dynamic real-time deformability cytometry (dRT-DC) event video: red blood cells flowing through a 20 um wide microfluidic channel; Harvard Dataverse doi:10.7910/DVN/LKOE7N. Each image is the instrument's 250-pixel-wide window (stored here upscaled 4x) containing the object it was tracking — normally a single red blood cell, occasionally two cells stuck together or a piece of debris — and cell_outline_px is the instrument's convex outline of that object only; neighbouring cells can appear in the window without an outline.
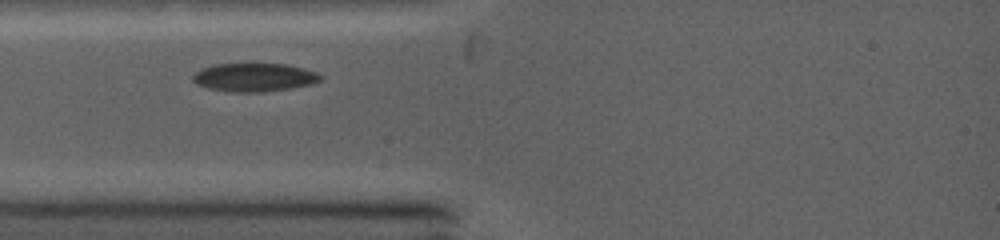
{"species": "common noctule bat (a hibernating species)", "species_latin": "Nyctalus noctula", "temperature_condition": "warm", "stored_images_in_passage": 38, "camera_frame_rate_fps": 5000, "um_per_image_px": 0.085, "animal": {"sex": "female", "body_mass_g": 19.0, "forearm_length_mm": 53.3}, "frame": {"image": 1, "passage_image": 1, "time_ms": 0.0, "image_size_px": [1000, 240], "cell_outline_px": [[320, 80], [312, 84], [292, 88], [260, 92], [232, 92], [208, 88], [196, 84], [192, 80], [192, 76], [200, 68], [216, 64], [252, 60], [288, 64], [304, 68], [316, 72], [320, 76]], "centroid_in_image_um": [21.58, 6.51], "position_along_channel_um": 63.4, "area_um2": 22.14}}
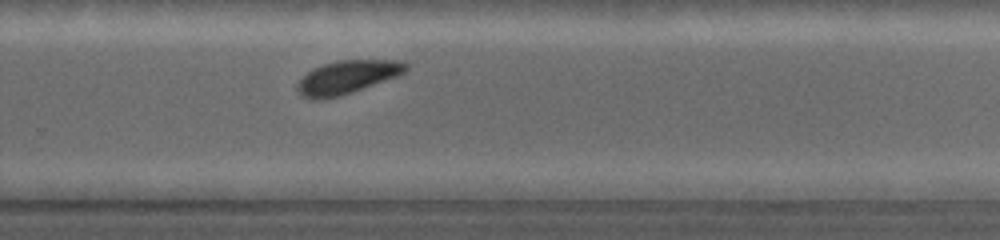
{"frame": {"image": 2, "passage_image": 18, "time_ms": 5.6, "image_size_px": [1000, 240], "cell_outline_px": [[408, 68], [404, 72], [396, 76], [352, 92], [340, 96], [324, 100], [312, 100], [304, 96], [296, 88], [296, 84], [308, 72], [324, 64], [340, 60], [400, 60], [408, 64]], "centroid_in_image_um": [29.51, 6.57], "position_along_channel_um": 300.3, "area_um2": 20.75}}
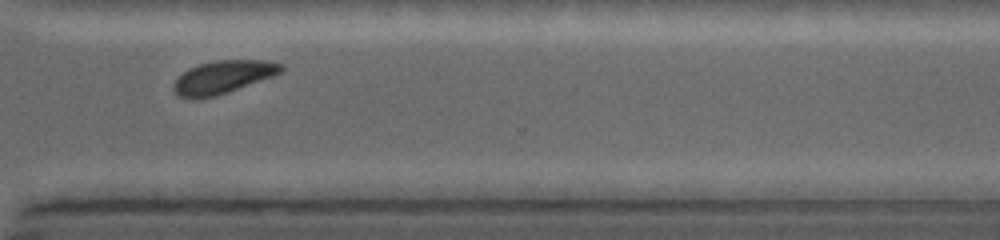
{"frame": {"image": 3, "passage_image": 24, "time_ms": 6.8, "image_size_px": [1000, 240], "cell_outline_px": [[284, 68], [280, 72], [272, 76], [216, 96], [196, 100], [192, 100], [180, 96], [172, 88], [176, 80], [188, 68], [200, 64], [216, 60], [264, 60], [284, 64]], "centroid_in_image_um": [18.94, 6.56], "position_along_channel_um": 351.7, "area_um2": 20.46}}